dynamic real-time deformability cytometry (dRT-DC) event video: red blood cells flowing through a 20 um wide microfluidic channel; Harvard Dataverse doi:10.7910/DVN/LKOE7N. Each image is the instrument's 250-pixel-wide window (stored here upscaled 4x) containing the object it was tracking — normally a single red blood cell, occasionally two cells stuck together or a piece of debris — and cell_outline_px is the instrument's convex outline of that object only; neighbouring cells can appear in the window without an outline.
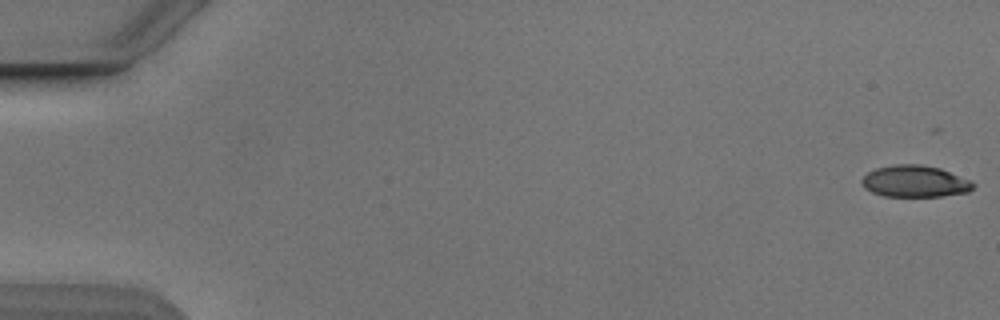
{"species": "Egyptian fruit bat (a non-hibernating species)", "species_latin": "Rousettus aegyptiacus", "temperature_condition": "cold", "stored_images_in_passage": 54, "camera_frame_rate_fps": 3000, "um_per_image_px": 0.085, "animal": {"sex": "male"}, "frame": {"image": 1, "passage_image": 1, "time_ms": 0.0, "image_size_px": [1000, 320], "cell_outline_px": [[976, 184], [968, 192], [940, 196], [884, 196], [872, 192], [864, 188], [860, 180], [868, 172], [876, 168], [892, 164], [920, 164], [940, 168], [972, 180]], "centroid_in_image_um": [77.77, 15.4], "position_along_channel_um": 7.2, "area_um2": 20.69}}
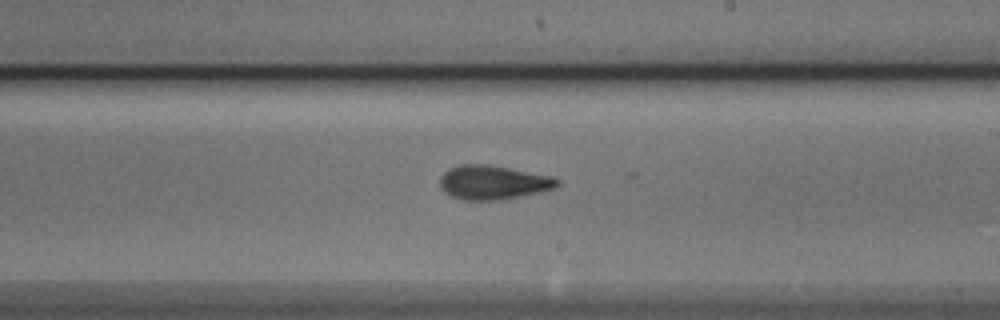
{"frame": {"image": 2, "passage_image": 32, "time_ms": 10.333, "image_size_px": [1000, 320], "cell_outline_px": [[560, 184], [556, 188], [540, 192], [504, 200], [464, 200], [452, 196], [444, 192], [440, 188], [440, 176], [444, 172], [460, 164], [492, 164], [552, 176], [560, 180]], "centroid_in_image_um": [41.94, 15.5], "position_along_channel_um": 247.1, "area_um2": 23.64}}
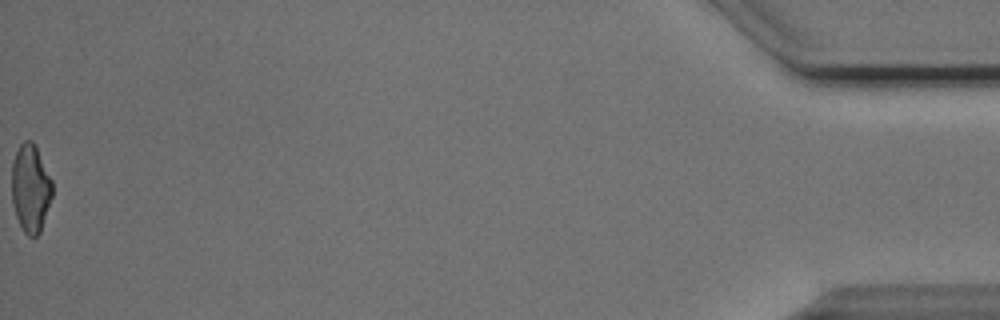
{"frame": {"image": 3, "passage_image": 54, "time_ms": 17.667, "image_size_px": [1000, 320], "cell_outline_px": [[52, 196], [40, 232], [36, 236], [28, 236], [24, 232], [16, 216], [12, 204], [12, 164], [16, 152], [20, 144], [24, 140], [32, 140], [52, 180]], "centroid_in_image_um": [2.59, 16.01], "position_along_channel_um": 432.6, "area_um2": 20.58}, "authors_computed_cell_mechanics": {"area_um2": 21.8773, "velocity_mm_per_s": 3.8811, "shape_relaxation_time_tau1_ms": 5.7721, "shape_relaxation_time_tau2_ms": 2.4924, "deformation_change_tau1": 0.1875, "deformation_change_tau2": 0.1092}}